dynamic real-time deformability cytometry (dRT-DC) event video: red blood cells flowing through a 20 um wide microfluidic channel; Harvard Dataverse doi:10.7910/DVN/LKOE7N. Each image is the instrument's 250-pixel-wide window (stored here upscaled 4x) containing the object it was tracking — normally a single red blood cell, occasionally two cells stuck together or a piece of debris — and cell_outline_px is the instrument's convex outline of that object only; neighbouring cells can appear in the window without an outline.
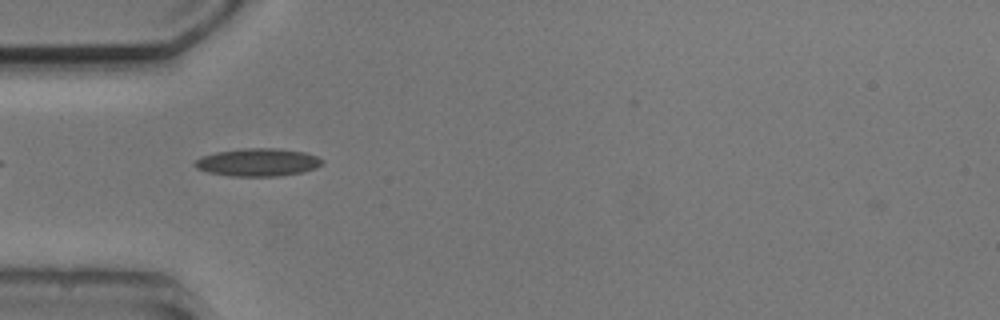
{"species": "common noctule bat (a hibernating species)", "species_latin": "Nyctalus noctula", "temperature_condition": "cold", "stored_images_in_passage": 2, "camera_frame_rate_fps": 3000, "um_per_image_px": 0.085, "animal": {"sex": "male", "body_mass_g": 20.5, "forearm_length_mm": 52.5}, "frame": {"image": 1, "passage_image": 1, "time_ms": 0.0, "image_size_px": [1000, 320], "cell_outline_px": [[324, 164], [316, 168], [304, 172], [280, 176], [232, 176], [208, 172], [196, 168], [192, 164], [196, 160], [204, 156], [216, 152], [240, 148], [280, 148], [308, 152], [324, 160]], "centroid_in_image_um": [21.98, 13.79], "position_along_channel_um": 63.0, "area_um2": 20.92}}